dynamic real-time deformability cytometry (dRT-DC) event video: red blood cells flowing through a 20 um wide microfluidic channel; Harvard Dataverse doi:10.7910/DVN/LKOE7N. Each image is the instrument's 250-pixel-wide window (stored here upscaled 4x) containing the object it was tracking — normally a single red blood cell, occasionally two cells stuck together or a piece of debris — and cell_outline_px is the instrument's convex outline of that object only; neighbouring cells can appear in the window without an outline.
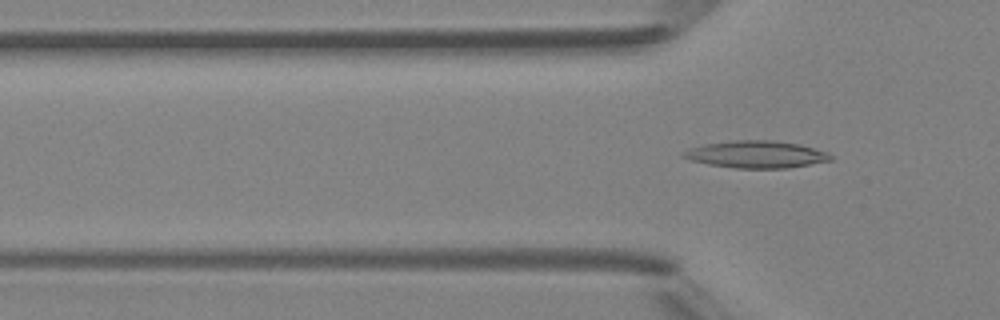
{"species": "Egyptian fruit bat (a non-hibernating species)", "species_latin": "Rousettus aegyptiacus", "temperature_condition": "room temperature", "stored_images_in_passage": 2, "camera_frame_rate_fps": 3000, "um_per_image_px": 0.085, "animal": {"sex": "female"}, "frame": {"image": 1, "passage_image": 2, "time_ms": 2.0, "image_size_px": [1000, 320], "cell_outline_px": [[832, 160], [788, 168], [736, 168], [708, 164], [692, 160], [680, 156], [680, 152], [688, 148], [704, 144], [736, 140], [776, 140], [800, 144], [828, 152], [832, 156]], "centroid_in_image_um": [64.26, 13.11], "position_along_channel_um": 61.5, "area_um2": 23.41}}